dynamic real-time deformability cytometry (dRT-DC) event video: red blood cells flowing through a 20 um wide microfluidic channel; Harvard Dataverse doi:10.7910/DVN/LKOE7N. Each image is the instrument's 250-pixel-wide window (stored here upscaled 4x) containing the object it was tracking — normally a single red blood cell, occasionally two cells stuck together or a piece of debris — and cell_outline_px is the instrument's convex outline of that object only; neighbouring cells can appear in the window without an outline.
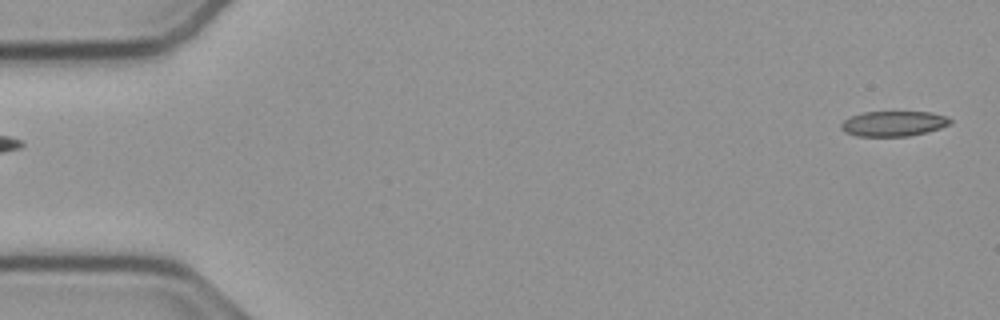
{"species": "common noctule bat (a hibernating species)", "species_latin": "Nyctalus noctula", "temperature_condition": "cold", "stored_images_in_passage": 53, "camera_frame_rate_fps": 3000, "um_per_image_px": 0.085, "animal": {"sex": "male", "body_mass_g": 23.1, "forearm_length_mm": 52.7}, "frame": {"image": 1, "passage_image": 1, "time_ms": 0.0, "image_size_px": [1000, 320], "cell_outline_px": [[952, 120], [948, 124], [940, 128], [928, 132], [908, 136], [856, 136], [844, 132], [840, 128], [840, 124], [844, 120], [852, 116], [864, 112], [932, 112], [944, 116]], "centroid_in_image_um": [75.92, 10.51], "position_along_channel_um": 9.1, "area_um2": 15.95}}
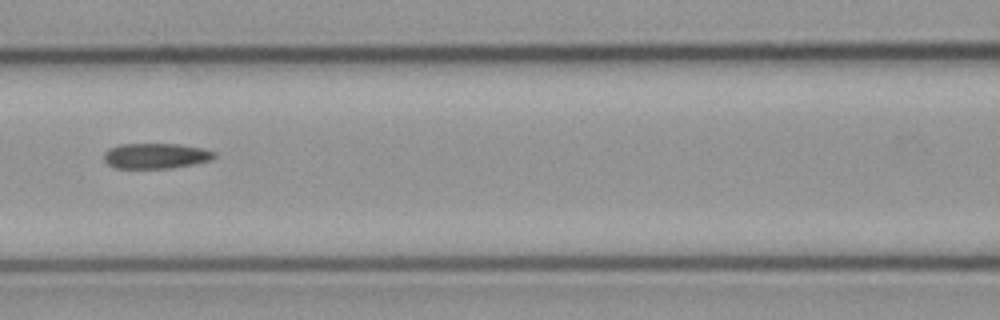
{"frame": {"image": 2, "passage_image": 23, "time_ms": 7.333, "image_size_px": [1000, 320], "cell_outline_px": [[216, 156], [212, 160], [192, 164], [168, 168], [116, 168], [108, 164], [104, 160], [104, 152], [108, 148], [120, 144], [180, 144], [200, 148], [216, 152]], "centroid_in_image_um": [13.22, 13.24], "position_along_channel_um": 153.4, "area_um2": 16.3}}
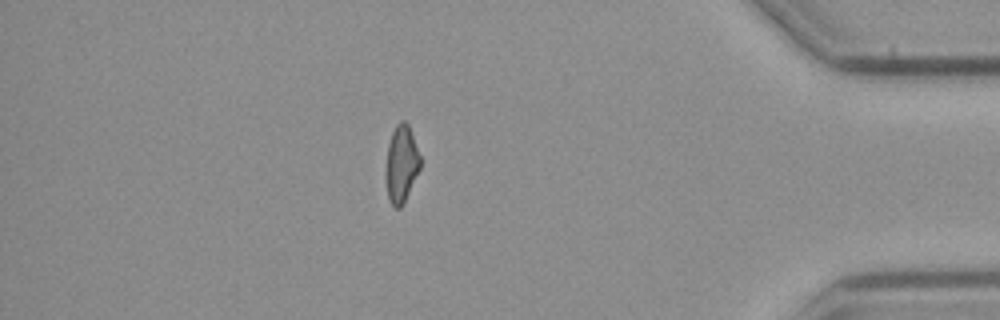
{"frame": {"image": 3, "passage_image": 46, "time_ms": 15.0, "image_size_px": [1000, 320], "cell_outline_px": [[420, 168], [400, 208], [392, 208], [388, 200], [384, 176], [388, 144], [392, 132], [396, 124], [400, 120], [404, 120], [408, 124], [420, 156]], "centroid_in_image_um": [34.07, 13.95], "position_along_channel_um": 401.1, "area_um2": 15.55}, "authors_computed_cell_mechanics": {"area_um2": 16.5886, "velocity_mm_per_s": 3.794, "shape_relaxation_time_tau1_ms": null, "shape_relaxation_time_tau2_ms": 4.4807, "deformation_change_tau1": null, "deformation_change_tau2": 0.1346}}